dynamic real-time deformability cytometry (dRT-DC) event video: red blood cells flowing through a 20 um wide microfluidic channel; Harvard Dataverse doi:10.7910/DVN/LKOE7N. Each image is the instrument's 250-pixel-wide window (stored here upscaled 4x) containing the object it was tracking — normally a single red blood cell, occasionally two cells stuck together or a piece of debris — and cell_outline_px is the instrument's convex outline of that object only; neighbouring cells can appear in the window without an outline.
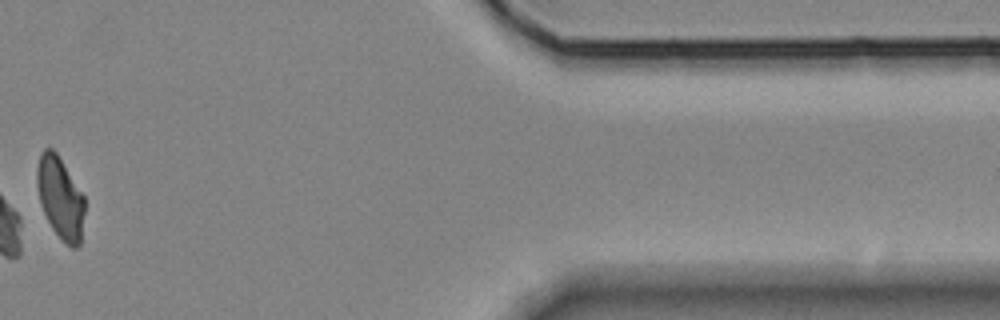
{"species": "Egyptian fruit bat (a non-hibernating species)", "species_latin": "Rousettus aegyptiacus", "temperature_condition": "room temperature", "stored_images_in_passage": 11, "camera_frame_rate_fps": 3000, "um_per_image_px": 0.085, "animal": {"sex": "female"}, "frame": {"image": 1, "passage_image": 10, "time_ms": 11.333, "image_size_px": [1000, 320], "cell_outline_px": [[84, 212], [80, 244], [76, 248], [72, 248], [64, 244], [52, 228], [40, 204], [36, 184], [36, 168], [40, 152], [44, 148], [52, 148], [56, 152], [84, 196]], "centroid_in_image_um": [5.1, 16.82], "position_along_channel_um": 406.3, "area_um2": 22.83}, "authors_computed_cell_mechanics": {"area_um2": 22.9466, "velocity_mm_per_s": 3.5877, "shape_relaxation_time_tau1_ms": 4.0012, "shape_relaxation_time_tau2_ms": 9.4554, "deformation_change_tau1": 0.0807, "deformation_change_tau2": 0.1212}}